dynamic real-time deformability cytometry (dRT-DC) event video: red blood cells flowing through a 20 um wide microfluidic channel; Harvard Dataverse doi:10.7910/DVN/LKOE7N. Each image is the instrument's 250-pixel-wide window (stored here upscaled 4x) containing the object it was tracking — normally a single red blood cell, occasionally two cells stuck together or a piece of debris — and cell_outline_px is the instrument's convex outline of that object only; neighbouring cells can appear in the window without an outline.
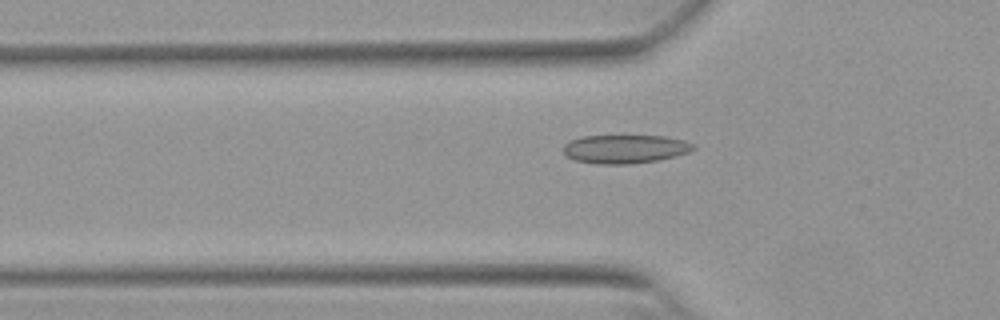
{"species": "Egyptian fruit bat (a non-hibernating species)", "species_latin": "Rousettus aegyptiacus", "temperature_condition": "warm", "stored_images_in_passage": 36, "camera_frame_rate_fps": 3000, "um_per_image_px": 0.085, "animal": {"sex": "female"}, "frame": {"image": 1, "passage_image": 7, "time_ms": 2.0, "image_size_px": [1000, 320], "cell_outline_px": [[696, 148], [688, 152], [676, 156], [656, 160], [628, 164], [596, 164], [576, 160], [568, 156], [564, 152], [564, 144], [568, 140], [580, 136], [664, 136], [684, 140], [696, 144]], "centroid_in_image_um": [53.13, 12.65], "position_along_channel_um": 72.7, "area_um2": 21.68}}
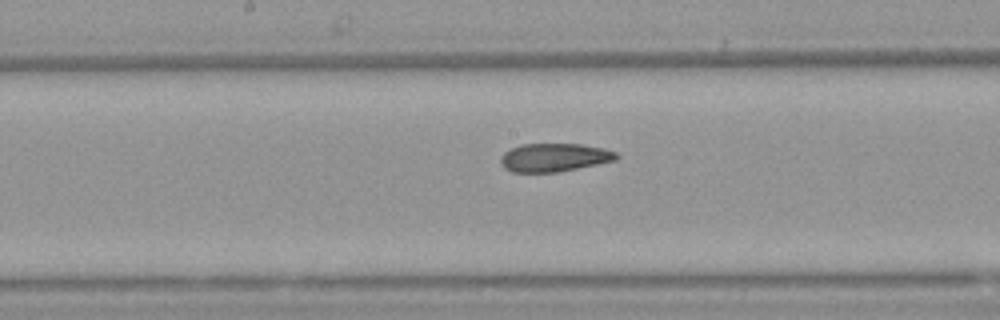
{"frame": {"image": 2, "passage_image": 17, "time_ms": 5.333, "image_size_px": [1000, 320], "cell_outline_px": [[620, 156], [616, 160], [556, 172], [512, 172], [504, 168], [500, 160], [500, 156], [504, 152], [520, 144], [580, 144], [604, 148], [616, 152]], "centroid_in_image_um": [47.1, 13.38], "position_along_channel_um": 201.1, "area_um2": 19.02}}
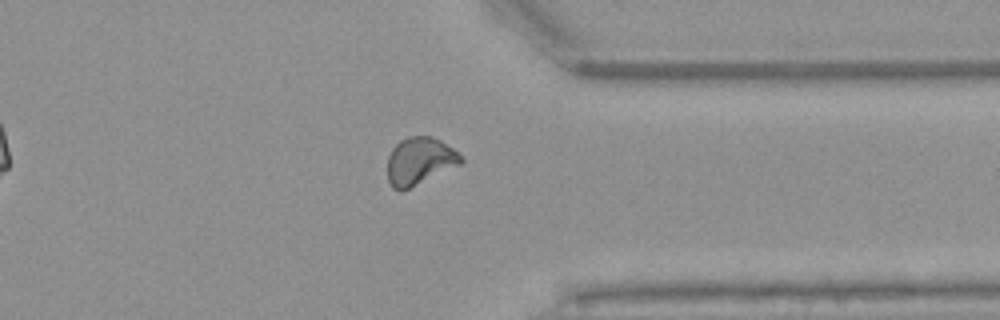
{"frame": {"image": 3, "passage_image": 31, "time_ms": 10.0, "image_size_px": [1000, 320], "cell_outline_px": [[464, 160], [460, 164], [400, 192], [392, 188], [388, 180], [388, 156], [392, 148], [400, 140], [408, 136], [428, 136], [440, 140], [452, 148]], "centroid_in_image_um": [35.62, 13.69], "position_along_channel_um": 375.8, "area_um2": 20.0}}